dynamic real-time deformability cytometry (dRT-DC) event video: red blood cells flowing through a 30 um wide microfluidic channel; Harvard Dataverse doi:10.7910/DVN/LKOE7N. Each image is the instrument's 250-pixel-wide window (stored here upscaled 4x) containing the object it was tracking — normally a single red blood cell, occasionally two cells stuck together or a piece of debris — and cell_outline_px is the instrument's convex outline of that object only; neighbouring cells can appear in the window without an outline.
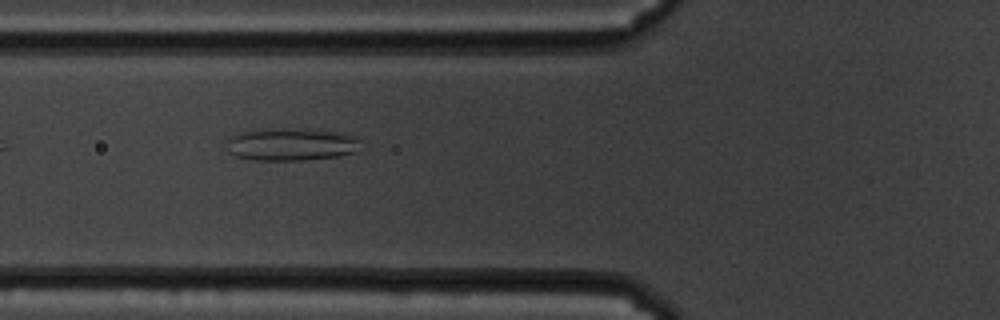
{"species": "common noctule bat (a hibernating species)", "species_latin": "Nyctalus noctula", "temperature_condition": "cold", "stored_images_in_passage": 8, "camera_frame_rate_fps": 3000, "um_per_image_px": 0.085, "animal": {"sex": "male", "body_mass_g": 19.5, "forearm_length_mm": 54.6}, "frame": {"image": 1, "passage_image": 4, "time_ms": 1.0, "image_size_px": [1000, 320], "cell_outline_px": [[360, 152], [340, 156], [304, 160], [256, 160], [236, 156], [228, 152], [228, 140], [232, 136], [240, 132], [336, 132], [356, 136], [360, 140]], "centroid_in_image_um": [24.85, 12.36], "position_along_channel_um": 101.0, "area_um2": 23.93}}